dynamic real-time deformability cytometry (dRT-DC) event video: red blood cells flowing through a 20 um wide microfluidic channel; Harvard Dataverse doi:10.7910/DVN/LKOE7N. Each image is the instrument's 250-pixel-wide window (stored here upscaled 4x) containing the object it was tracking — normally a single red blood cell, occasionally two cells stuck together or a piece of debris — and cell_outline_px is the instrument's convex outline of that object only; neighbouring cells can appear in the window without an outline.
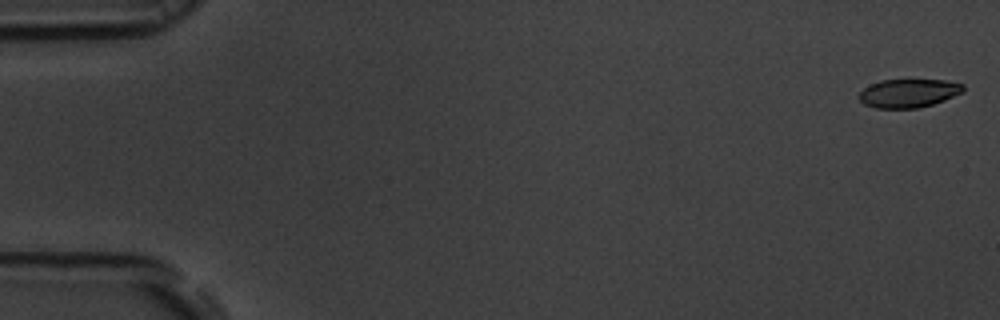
{"species": "common noctule bat (a hibernating species)", "species_latin": "Nyctalus noctula", "temperature_condition": "room temperature", "stored_images_in_passage": 55, "camera_frame_rate_fps": 3000, "um_per_image_px": 0.085, "animal": {"sex": "male", "body_mass_g": 19.5, "forearm_length_mm": 54.6}, "frame": {"image": 1, "passage_image": 1, "time_ms": 0.0, "image_size_px": [1000, 320], "cell_outline_px": [[964, 92], [944, 100], [932, 104], [916, 108], [876, 108], [864, 104], [856, 96], [864, 88], [880, 80], [944, 80], [964, 84]], "centroid_in_image_um": [77.22, 7.92], "position_along_channel_um": 7.8, "area_um2": 17.28}}
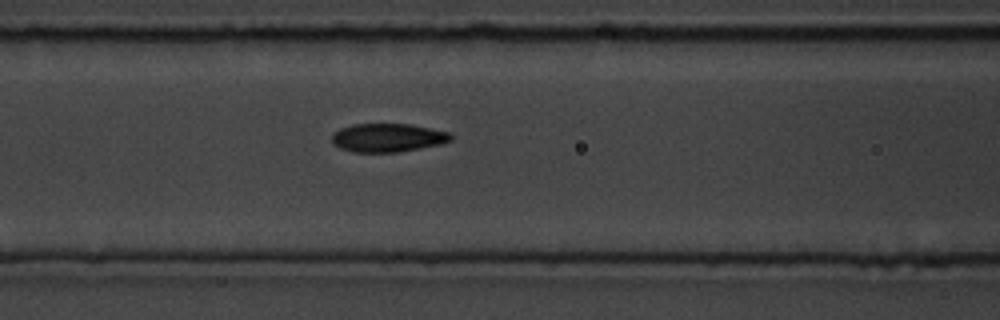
{"frame": {"image": 2, "passage_image": 23, "time_ms": 7.333, "image_size_px": [1000, 320], "cell_outline_px": [[452, 140], [440, 144], [400, 152], [352, 152], [340, 148], [332, 144], [332, 132], [340, 128], [352, 124], [412, 124], [452, 132]], "centroid_in_image_um": [32.96, 11.7], "position_along_channel_um": 133.6, "area_um2": 20.06}}
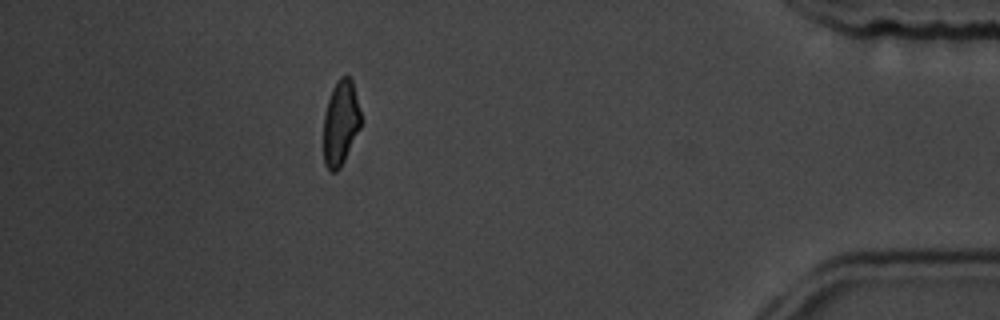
{"frame": {"image": 3, "passage_image": 49, "time_ms": 16.0, "image_size_px": [1000, 320], "cell_outline_px": [[360, 128], [340, 168], [336, 172], [332, 172], [324, 164], [324, 116], [328, 100], [332, 88], [336, 80], [340, 76], [348, 76], [352, 80], [360, 112]], "centroid_in_image_um": [28.94, 10.44], "position_along_channel_um": 406.3, "area_um2": 18.26}, "authors_computed_cell_mechanics": {"area_um2": 19.652, "velocity_mm_per_s": 3.7202, "shape_relaxation_time_tau1_ms": 3.7001, "shape_relaxation_time_tau2_ms": 2.9583, "deformation_change_tau1": 0.1331, "deformation_change_tau2": 0.0699}}